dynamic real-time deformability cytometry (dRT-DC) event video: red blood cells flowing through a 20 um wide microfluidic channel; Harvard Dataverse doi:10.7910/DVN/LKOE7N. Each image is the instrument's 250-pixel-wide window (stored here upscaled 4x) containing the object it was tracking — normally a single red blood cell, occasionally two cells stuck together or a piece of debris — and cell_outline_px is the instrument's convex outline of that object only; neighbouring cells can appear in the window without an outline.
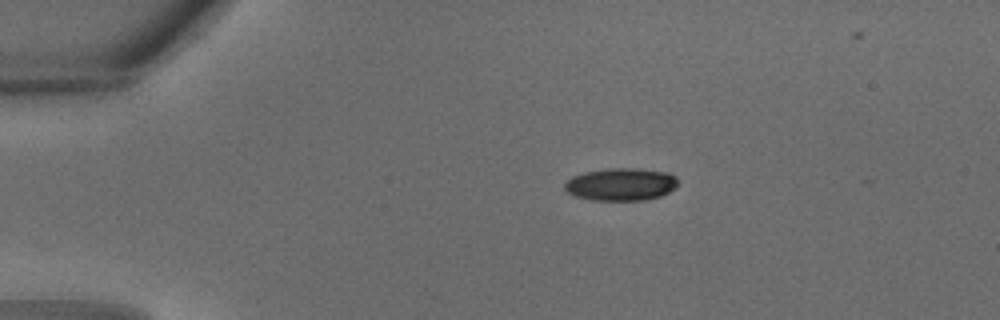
{"species": "common noctule bat (a hibernating species)", "species_latin": "Nyctalus noctula", "temperature_condition": "warm", "stored_images_in_passage": 26, "camera_frame_rate_fps": 3000, "um_per_image_px": 0.085, "animal": {"sex": "male", "body_mass_g": 18.8}, "frame": {"image": 1, "passage_image": 1, "time_ms": 0.0, "image_size_px": [1000, 320], "cell_outline_px": [[680, 184], [676, 188], [660, 196], [644, 200], [592, 200], [576, 196], [568, 192], [564, 188], [564, 184], [572, 176], [584, 172], [608, 168], [636, 168], [668, 172], [676, 176]], "centroid_in_image_um": [52.82, 15.66], "position_along_channel_um": 32.2, "area_um2": 21.68}}
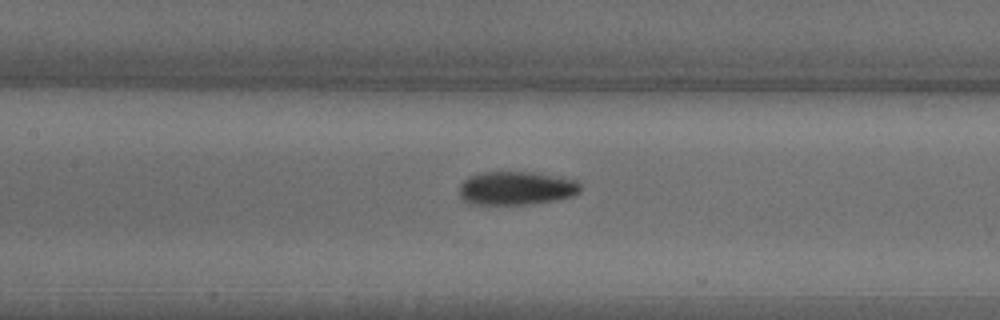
{"frame": {"image": 2, "passage_image": 10, "time_ms": 3.0, "image_size_px": [1000, 320], "cell_outline_px": [[580, 192], [572, 196], [532, 204], [468, 204], [460, 196], [460, 184], [468, 176], [484, 172], [532, 172], [576, 180], [580, 184]], "centroid_in_image_um": [43.85, 15.99], "position_along_channel_um": 163.5, "area_um2": 23.52}}
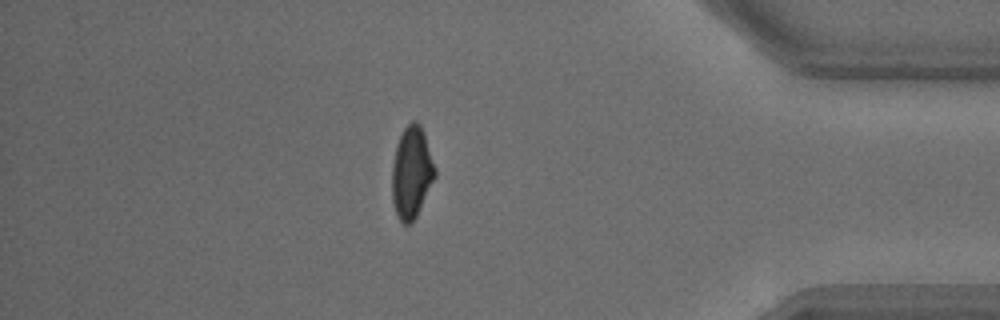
{"frame": {"image": 3, "passage_image": 23, "time_ms": 7.333, "image_size_px": [1000, 320], "cell_outline_px": [[436, 176], [416, 216], [408, 224], [404, 224], [400, 220], [396, 212], [392, 200], [392, 164], [396, 144], [404, 128], [412, 120], [416, 120], [420, 124], [424, 132], [436, 168]], "centroid_in_image_um": [34.99, 14.62], "position_along_channel_um": 400.2, "area_um2": 22.95}}